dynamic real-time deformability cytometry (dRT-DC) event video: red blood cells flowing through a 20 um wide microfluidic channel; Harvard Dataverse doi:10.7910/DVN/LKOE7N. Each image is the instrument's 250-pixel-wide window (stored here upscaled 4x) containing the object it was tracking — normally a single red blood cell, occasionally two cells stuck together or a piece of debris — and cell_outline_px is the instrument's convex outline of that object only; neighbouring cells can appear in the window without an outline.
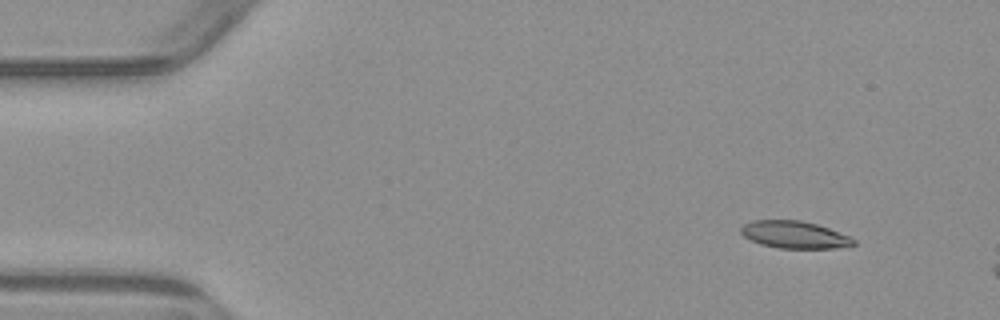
{"species": "common noctule bat (a hibernating species)", "species_latin": "Nyctalus noctula", "temperature_condition": "warm", "stored_images_in_passage": 4, "camera_frame_rate_fps": 3000, "um_per_image_px": 0.085, "animal": {"sex": "male", "body_mass_g": 23.1, "forearm_length_mm": 52.7}, "frame": {"image": 1, "passage_image": 2, "time_ms": 1.333, "image_size_px": [1000, 320], "cell_outline_px": [[856, 244], [832, 248], [780, 248], [760, 244], [744, 236], [740, 232], [740, 228], [744, 224], [752, 220], [800, 220], [816, 224], [828, 228], [848, 236], [856, 240]], "centroid_in_image_um": [67.5, 19.94], "position_along_channel_um": 17.5, "area_um2": 17.69}}
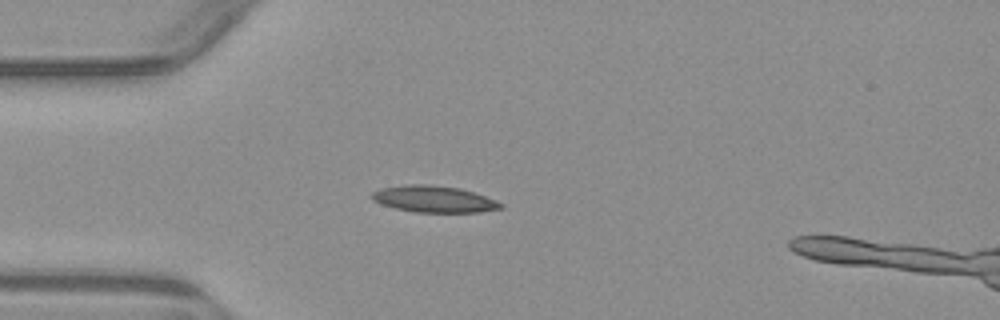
{"frame": {"image": 2, "passage_image": 4, "time_ms": 4.333, "image_size_px": [1000, 320], "cell_outline_px": [[504, 208], [480, 212], [416, 212], [396, 208], [380, 204], [372, 200], [368, 196], [372, 192], [380, 188], [404, 184], [432, 184], [460, 188], [496, 200], [504, 204]], "centroid_in_image_um": [36.85, 16.91], "position_along_channel_um": 48.2, "area_um2": 20.17}}